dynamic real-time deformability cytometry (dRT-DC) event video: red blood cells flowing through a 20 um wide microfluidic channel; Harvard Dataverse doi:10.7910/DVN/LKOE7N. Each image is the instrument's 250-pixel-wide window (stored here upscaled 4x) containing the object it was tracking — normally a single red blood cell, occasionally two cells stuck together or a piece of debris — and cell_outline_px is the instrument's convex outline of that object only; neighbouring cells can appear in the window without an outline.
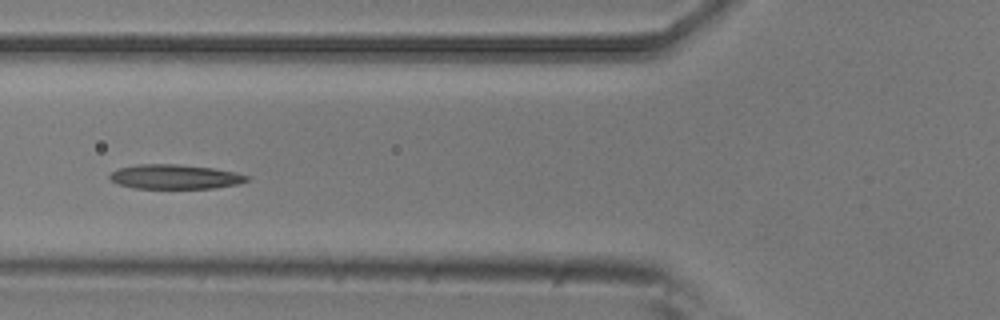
{"species": "common noctule bat (a hibernating species)", "species_latin": "Nyctalus noctula", "temperature_condition": "room temperature", "stored_images_in_passage": 5, "camera_frame_rate_fps": 3000, "um_per_image_px": 0.085, "animal": {"sex": "male", "body_mass_g": 20.5, "forearm_length_mm": 52.5}, "frame": {"image": 1, "passage_image": 5, "time_ms": 1.333, "image_size_px": [1000, 320], "cell_outline_px": [[248, 180], [240, 184], [212, 188], [136, 188], [120, 184], [112, 180], [108, 176], [112, 172], [120, 168], [136, 164], [180, 164], [212, 168], [236, 172], [248, 176]], "centroid_in_image_um": [14.9, 15.02], "position_along_channel_um": 110.9, "area_um2": 19.42}}